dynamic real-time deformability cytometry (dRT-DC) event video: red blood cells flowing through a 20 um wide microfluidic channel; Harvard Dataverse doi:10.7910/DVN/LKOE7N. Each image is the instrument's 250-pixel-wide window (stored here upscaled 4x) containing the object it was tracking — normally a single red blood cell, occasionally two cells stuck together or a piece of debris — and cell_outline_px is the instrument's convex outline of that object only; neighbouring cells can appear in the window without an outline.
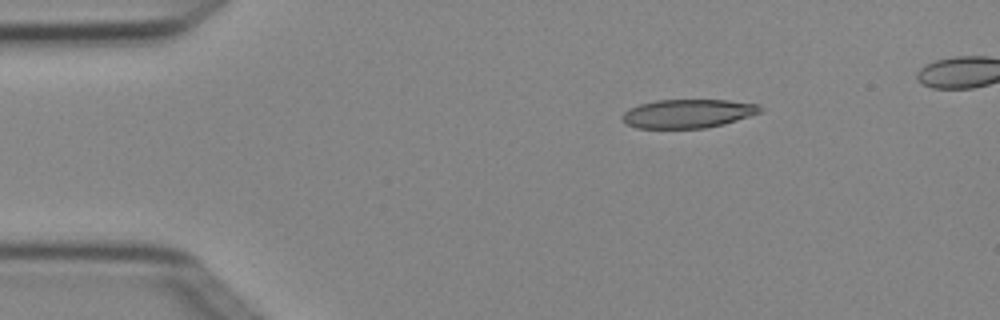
{"species": "Egyptian fruit bat (a non-hibernating species)", "species_latin": "Rousettus aegyptiacus", "temperature_condition": "cold", "stored_images_in_passage": 5, "camera_frame_rate_fps": 3000, "um_per_image_px": 0.085, "animal": {"sex": "female"}, "frame": {"image": 1, "passage_image": 1, "time_ms": 0.0, "image_size_px": [1000, 320], "cell_outline_px": [[764, 112], [724, 124], [704, 128], [636, 128], [624, 124], [620, 120], [620, 116], [628, 108], [640, 104], [656, 100], [728, 100], [760, 104], [764, 108]], "centroid_in_image_um": [58.47, 9.65], "position_along_channel_um": 26.5, "area_um2": 23.52}}
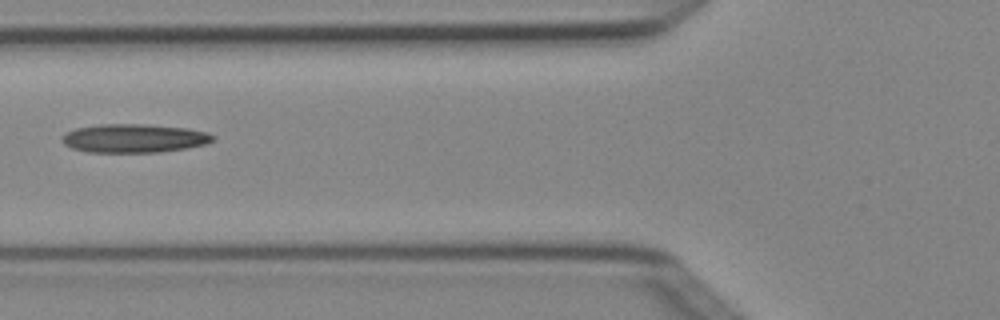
{"frame": {"image": 2, "passage_image": 4, "time_ms": 1.0, "image_size_px": [1000, 320], "cell_outline_px": [[216, 140], [208, 144], [188, 148], [160, 152], [88, 152], [72, 148], [64, 144], [60, 136], [64, 132], [76, 128], [100, 124], [144, 124], [188, 128], [208, 132], [216, 136]], "centroid_in_image_um": [11.43, 11.75], "position_along_channel_um": 114.4, "area_um2": 25.55}}
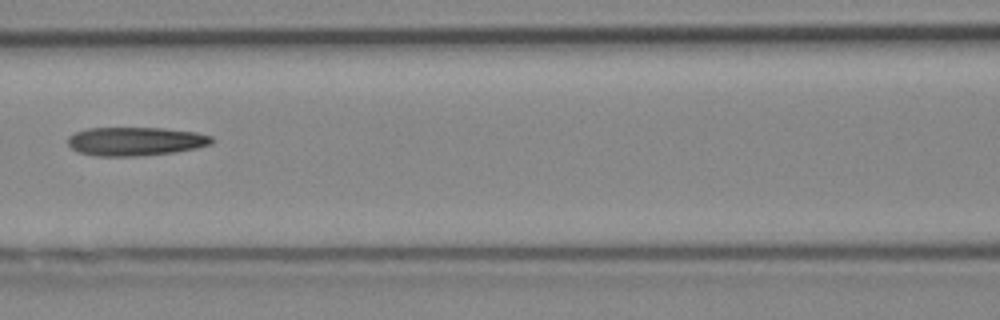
{"frame": {"image": 3, "passage_image": 5, "time_ms": 1.333, "image_size_px": [1000, 320], "cell_outline_px": [[216, 140], [212, 144], [196, 148], [176, 152], [140, 156], [96, 156], [80, 152], [72, 148], [68, 144], [68, 136], [76, 132], [88, 128], [164, 128], [196, 132], [212, 136]], "centroid_in_image_um": [11.56, 12.01], "position_along_channel_um": 155.0, "area_um2": 24.16}}